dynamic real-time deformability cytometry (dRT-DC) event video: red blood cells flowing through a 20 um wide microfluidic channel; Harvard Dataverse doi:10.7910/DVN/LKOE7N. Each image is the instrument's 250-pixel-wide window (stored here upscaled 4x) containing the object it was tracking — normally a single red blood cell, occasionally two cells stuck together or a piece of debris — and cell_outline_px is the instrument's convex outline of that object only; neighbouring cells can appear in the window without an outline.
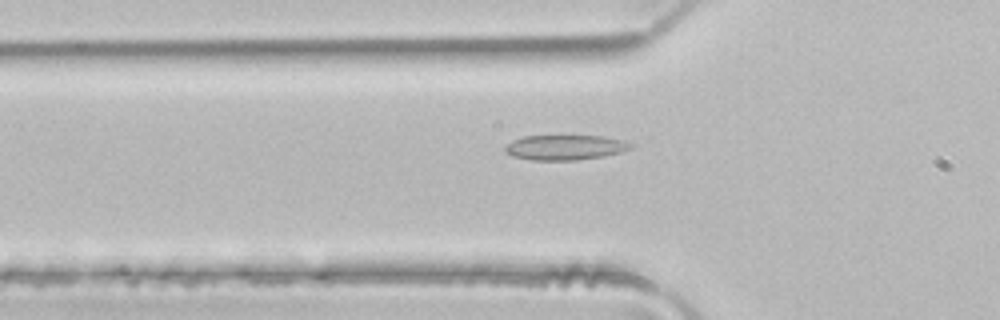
{"species": "common noctule bat (a hibernating species)", "species_latin": "Nyctalus noctula", "temperature_condition": "room temperature", "stored_images_in_passage": 51, "camera_frame_rate_fps": 3000, "um_per_image_px": 0.085, "animal": {"sex": "male", "body_mass_g": 21.5, "forearm_length_mm": 52.0}, "frame": {"image": 1, "passage_image": 17, "time_ms": 5.333, "image_size_px": [1000, 320], "cell_outline_px": [[632, 148], [620, 152], [604, 156], [576, 160], [532, 160], [512, 156], [504, 152], [504, 144], [512, 140], [524, 136], [604, 136], [624, 140], [632, 144]], "centroid_in_image_um": [47.99, 12.53], "position_along_channel_um": 77.8, "area_um2": 18.44}}
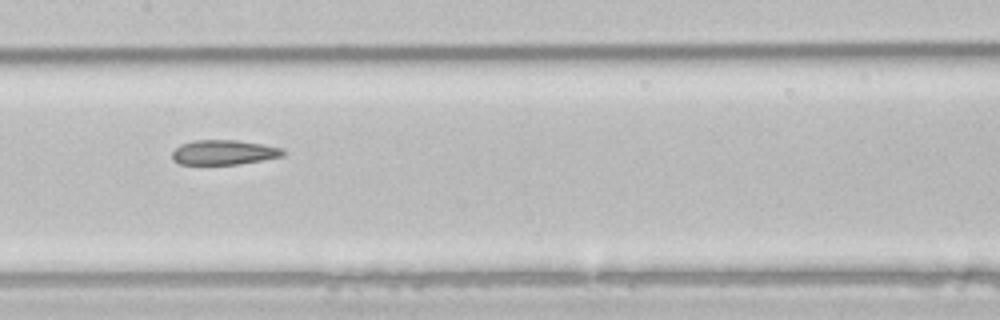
{"frame": {"image": 2, "passage_image": 25, "time_ms": 8.0, "image_size_px": [1000, 320], "cell_outline_px": [[288, 152], [284, 156], [236, 164], [180, 164], [172, 160], [172, 152], [180, 144], [192, 140], [236, 140], [264, 144], [280, 148]], "centroid_in_image_um": [19.02, 12.94], "position_along_channel_um": 188.4, "area_um2": 16.01}}
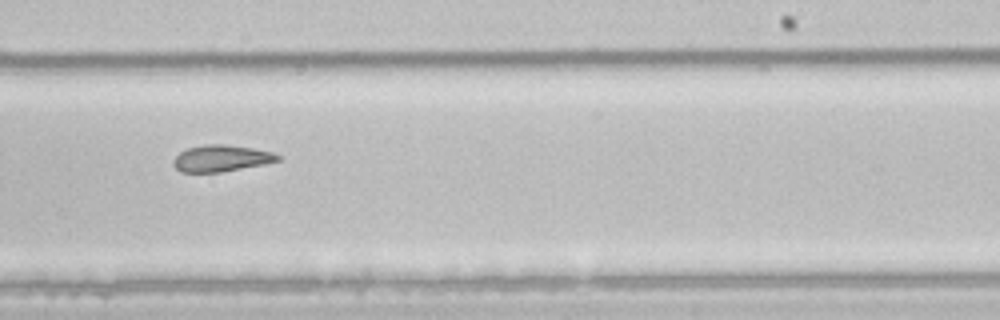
{"frame": {"image": 3, "passage_image": 31, "time_ms": 10.0, "image_size_px": [1000, 320], "cell_outline_px": [[280, 160], [264, 164], [220, 172], [180, 172], [172, 164], [172, 160], [180, 152], [188, 148], [204, 144], [224, 144], [252, 148], [272, 152], [280, 156]], "centroid_in_image_um": [18.77, 13.45], "position_along_channel_um": 270.2, "area_um2": 16.07}}